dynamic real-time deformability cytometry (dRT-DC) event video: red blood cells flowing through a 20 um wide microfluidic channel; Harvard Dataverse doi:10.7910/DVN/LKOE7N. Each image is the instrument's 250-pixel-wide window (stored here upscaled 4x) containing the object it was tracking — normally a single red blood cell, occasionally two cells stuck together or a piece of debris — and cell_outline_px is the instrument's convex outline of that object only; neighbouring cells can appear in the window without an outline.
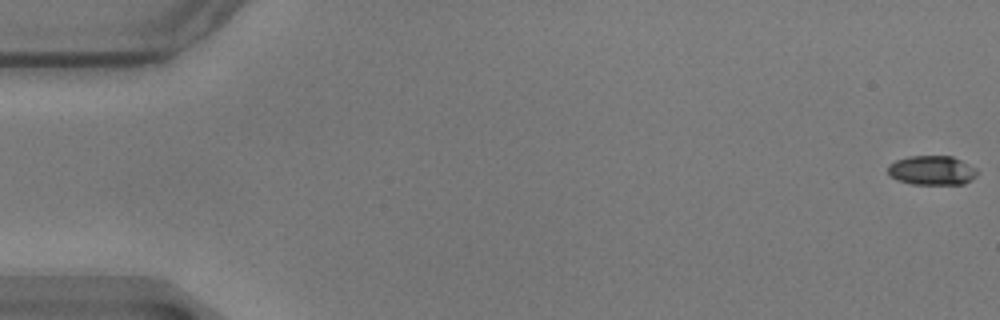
{"species": "common noctule bat (a hibernating species)", "species_latin": "Nyctalus noctula", "temperature_condition": "warm", "stored_images_in_passage": 58, "camera_frame_rate_fps": 3000, "um_per_image_px": 0.085, "animal": {"sex": "male", "body_mass_g": 17.9}, "frame": {"image": 1, "passage_image": 1, "time_ms": 0.0, "image_size_px": [1000, 320], "cell_outline_px": [[976, 176], [964, 184], [912, 184], [896, 180], [888, 176], [888, 164], [896, 160], [908, 156], [952, 156], [976, 168]], "centroid_in_image_um": [79.16, 14.48], "position_along_channel_um": 5.8, "area_um2": 15.32}}
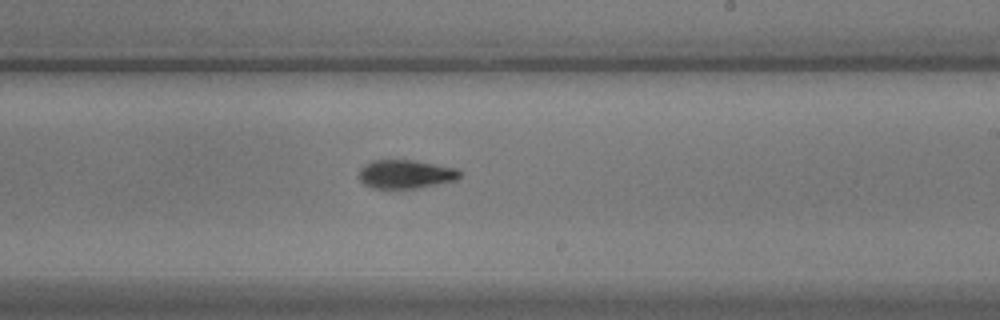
{"frame": {"image": 2, "passage_image": 35, "time_ms": 11.333, "image_size_px": [1000, 320], "cell_outline_px": [[460, 176], [456, 180], [416, 188], [372, 188], [364, 184], [356, 176], [360, 168], [364, 164], [372, 160], [416, 160], [460, 168]], "centroid_in_image_um": [34.46, 14.78], "position_along_channel_um": 254.5, "area_um2": 17.11}}
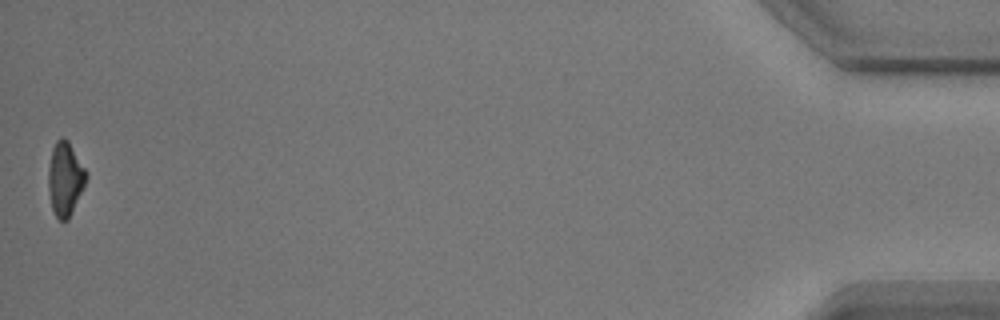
{"frame": {"image": 3, "passage_image": 58, "time_ms": 19.0, "image_size_px": [1000, 320], "cell_outline_px": [[88, 176], [68, 220], [60, 220], [56, 216], [52, 208], [48, 188], [48, 168], [52, 148], [56, 140], [60, 136], [64, 136], [68, 140], [88, 172]], "centroid_in_image_um": [5.53, 15.14], "position_along_channel_um": 429.7, "area_um2": 16.3}, "authors_computed_cell_mechanics": {"area_um2": 16.6464, "velocity_mm_per_s": 3.5193, "shape_relaxation_time_tau1_ms": 3.8748, "shape_relaxation_time_tau2_ms": 4.7206, "deformation_change_tau1": 0.1385, "deformation_change_tau2": 0.1113}}